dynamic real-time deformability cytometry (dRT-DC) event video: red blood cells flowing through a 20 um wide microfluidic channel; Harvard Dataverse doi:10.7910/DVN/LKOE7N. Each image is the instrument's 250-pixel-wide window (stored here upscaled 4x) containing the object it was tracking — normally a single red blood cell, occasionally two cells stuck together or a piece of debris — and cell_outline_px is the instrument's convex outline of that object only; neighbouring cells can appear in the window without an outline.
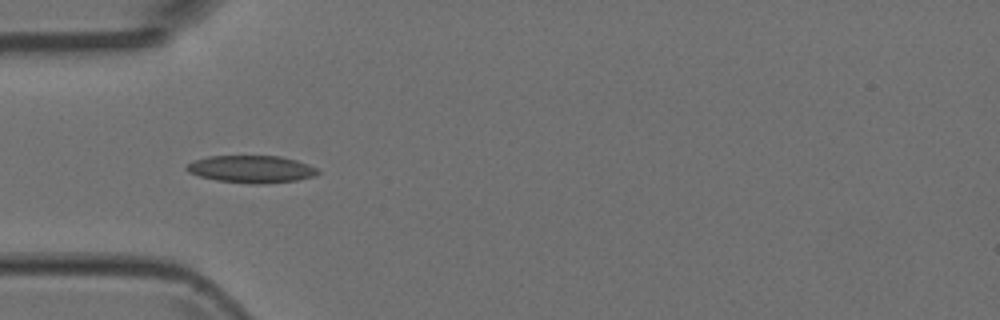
{"species": "Egyptian fruit bat (a non-hibernating species)", "species_latin": "Rousettus aegyptiacus", "temperature_condition": "room temperature", "stored_images_in_passage": 6, "camera_frame_rate_fps": 3000, "um_per_image_px": 0.085, "animal": {"sex": "female"}, "frame": {"image": 1, "passage_image": 3, "time_ms": 0.667, "image_size_px": [1000, 320], "cell_outline_px": [[320, 172], [312, 176], [296, 180], [260, 184], [252, 184], [216, 180], [200, 176], [188, 172], [184, 168], [188, 164], [196, 160], [208, 156], [280, 156], [296, 160], [308, 164], [316, 168]], "centroid_in_image_um": [21.35, 14.37], "position_along_channel_um": 63.7, "area_um2": 20.69}}
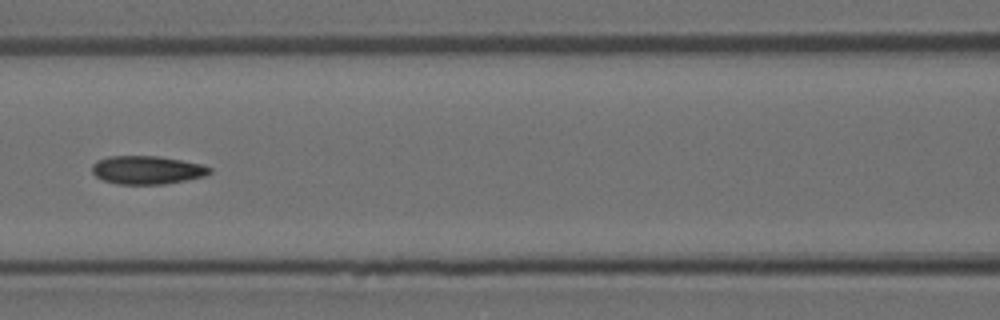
{"frame": {"image": 2, "passage_image": 5, "time_ms": 1.333, "image_size_px": [1000, 320], "cell_outline_px": [[212, 172], [204, 176], [164, 184], [116, 184], [104, 180], [96, 176], [92, 172], [92, 164], [96, 160], [108, 156], [160, 156], [200, 164], [212, 168]], "centroid_in_image_um": [12.47, 14.44], "position_along_channel_um": 154.1, "area_um2": 19.36}}
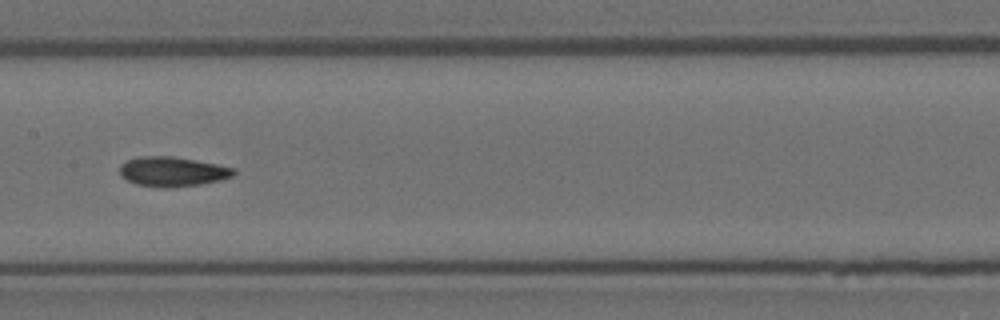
{"frame": {"image": 3, "passage_image": 6, "time_ms": 1.667, "image_size_px": [1000, 320], "cell_outline_px": [[236, 172], [232, 176], [220, 180], [200, 184], [168, 188], [160, 188], [136, 184], [120, 176], [120, 164], [128, 160], [140, 156], [172, 156], [196, 160], [236, 168]], "centroid_in_image_um": [14.65, 14.59], "position_along_channel_um": 192.7, "area_um2": 19.77}}